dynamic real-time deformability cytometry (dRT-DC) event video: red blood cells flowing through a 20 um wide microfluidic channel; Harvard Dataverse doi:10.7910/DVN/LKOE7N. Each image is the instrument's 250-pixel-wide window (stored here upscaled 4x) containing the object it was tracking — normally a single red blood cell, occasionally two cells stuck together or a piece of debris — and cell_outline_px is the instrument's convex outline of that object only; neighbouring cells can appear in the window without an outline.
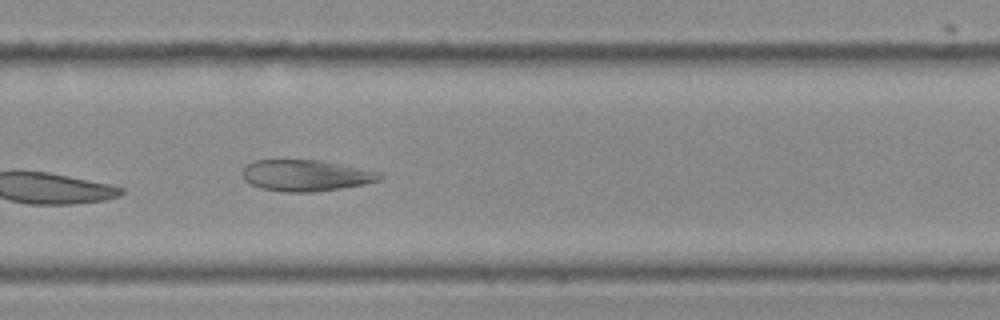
{"species": "Egyptian fruit bat (a non-hibernating species)", "species_latin": "Rousettus aegyptiacus", "temperature_condition": "cold", "stored_images_in_passage": 18, "camera_frame_rate_fps": 3000, "um_per_image_px": 0.085, "frame": {"image": 1, "passage_image": 18, "time_ms": 5.667, "image_size_px": [1000, 320], "cell_outline_px": [[384, 176], [380, 180], [364, 184], [316, 192], [284, 192], [260, 188], [244, 180], [244, 168], [252, 160], [320, 160], [380, 172]], "centroid_in_image_um": [26.01, 14.92], "position_along_channel_um": 303.8, "area_um2": 24.91}}